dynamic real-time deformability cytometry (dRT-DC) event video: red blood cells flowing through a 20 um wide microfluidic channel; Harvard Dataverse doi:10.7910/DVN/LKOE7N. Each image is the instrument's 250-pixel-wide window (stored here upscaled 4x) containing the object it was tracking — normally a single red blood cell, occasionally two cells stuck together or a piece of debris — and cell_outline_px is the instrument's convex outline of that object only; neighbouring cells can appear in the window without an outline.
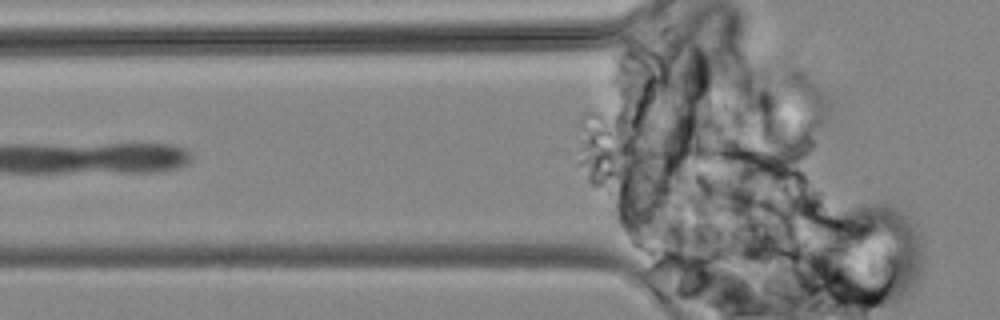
{"species": "common noctule bat (a hibernating species)", "species_latin": "Nyctalus noctula", "temperature_condition": "cold", "stored_images_in_passage": 11, "camera_frame_rate_fps": 3000, "um_per_image_px": 0.085, "animal": {"sex": "male", "body_mass_g": 19.2, "forearm_length_mm": 51.8}, "frame": {"image": 1, "passage_image": 11, "time_ms": 12.333, "image_size_px": [1000, 320], "cell_outline_px": [[788, 188], [772, 204], [740, 204], [696, 192], [688, 188], [676, 180], [676, 172], [680, 172], [788, 184]], "centroid_in_image_um": [62.33, 16.01], "position_along_channel_um": 63.5, "area_um2": 15.84}}